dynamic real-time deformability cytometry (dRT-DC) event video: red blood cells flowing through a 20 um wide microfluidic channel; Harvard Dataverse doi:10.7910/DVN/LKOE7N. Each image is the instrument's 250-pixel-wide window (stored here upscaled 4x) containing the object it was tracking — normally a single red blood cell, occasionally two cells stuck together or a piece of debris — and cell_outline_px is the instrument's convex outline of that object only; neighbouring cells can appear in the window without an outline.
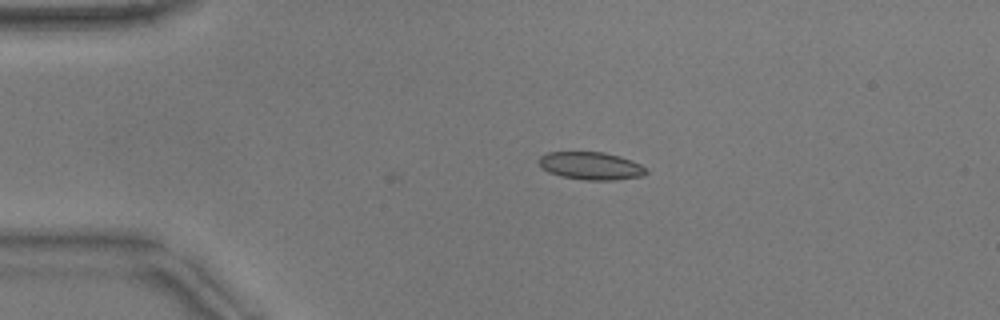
{"species": "common noctule bat (a hibernating species)", "species_latin": "Nyctalus noctula", "temperature_condition": "warm", "stored_images_in_passage": 3, "camera_frame_rate_fps": 3000, "um_per_image_px": 0.085, "animal": {"sex": "male", "body_mass_g": 17.9}, "frame": {"image": 1, "passage_image": 3, "time_ms": 0.667, "image_size_px": [1000, 320], "cell_outline_px": [[648, 172], [644, 176], [616, 180], [584, 180], [564, 176], [548, 172], [536, 160], [540, 156], [548, 152], [604, 152], [620, 156], [632, 160], [648, 168]], "centroid_in_image_um": [50.28, 14.09], "position_along_channel_um": 34.7, "area_um2": 17.46}}